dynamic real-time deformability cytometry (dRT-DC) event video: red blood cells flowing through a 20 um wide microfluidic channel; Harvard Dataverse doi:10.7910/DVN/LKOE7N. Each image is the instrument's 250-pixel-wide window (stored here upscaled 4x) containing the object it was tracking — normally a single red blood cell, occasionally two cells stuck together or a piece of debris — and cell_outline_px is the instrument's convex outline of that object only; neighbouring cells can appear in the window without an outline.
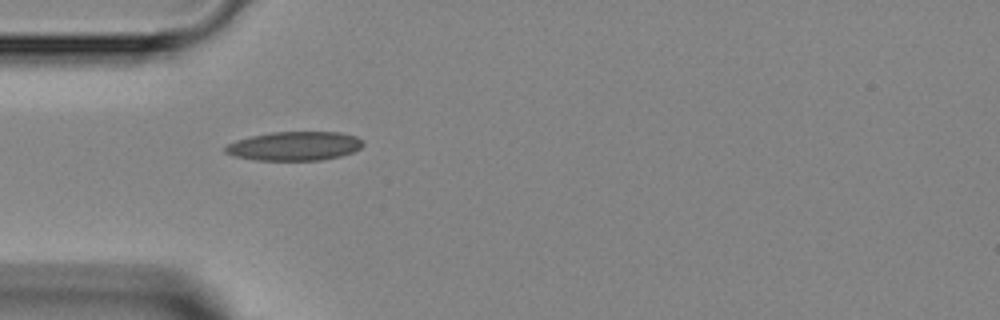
{"species": "Egyptian fruit bat (a non-hibernating species)", "species_latin": "Rousettus aegyptiacus", "temperature_condition": "room temperature", "stored_images_in_passage": 3, "camera_frame_rate_fps": 3000, "um_per_image_px": 0.085, "animal": {"sex": "female"}, "frame": {"image": 1, "passage_image": 1, "time_ms": 0.0, "image_size_px": [1000, 320], "cell_outline_px": [[364, 144], [360, 148], [352, 152], [340, 156], [320, 160], [256, 160], [236, 156], [224, 152], [224, 148], [228, 144], [236, 140], [252, 136], [272, 132], [340, 132], [356, 136], [364, 140]], "centroid_in_image_um": [25.06, 12.41], "position_along_channel_um": 59.9, "area_um2": 23.18}}
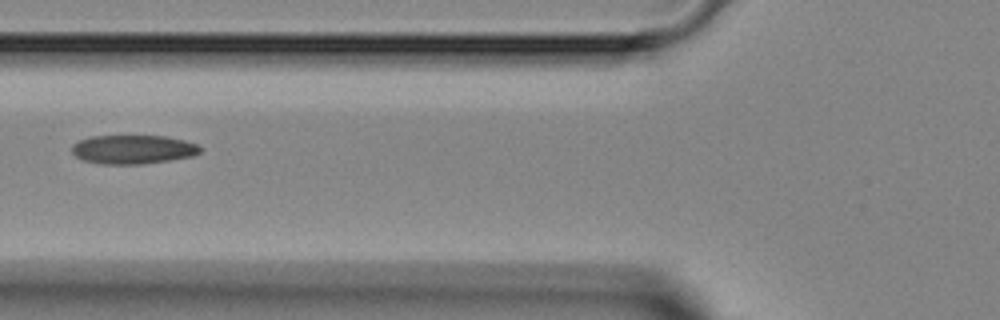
{"frame": {"image": 2, "passage_image": 2, "time_ms": 1.333, "image_size_px": [1000, 320], "cell_outline_px": [[200, 152], [192, 156], [168, 160], [140, 164], [100, 164], [84, 160], [76, 156], [72, 152], [72, 144], [88, 136], [164, 136], [184, 140], [196, 144], [200, 148]], "centroid_in_image_um": [11.27, 12.7], "position_along_channel_um": 114.5, "area_um2": 21.44}}
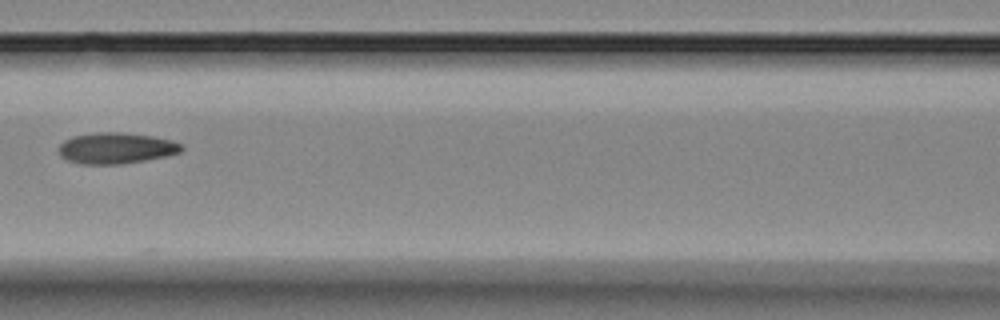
{"frame": {"image": 3, "passage_image": 3, "time_ms": 2.333, "image_size_px": [1000, 320], "cell_outline_px": [[184, 148], [180, 152], [168, 156], [120, 164], [80, 164], [68, 160], [60, 156], [56, 148], [64, 140], [72, 136], [96, 132], [124, 132], [152, 136], [172, 140], [184, 144]], "centroid_in_image_um": [9.86, 12.58], "position_along_channel_um": 156.7, "area_um2": 22.54}}